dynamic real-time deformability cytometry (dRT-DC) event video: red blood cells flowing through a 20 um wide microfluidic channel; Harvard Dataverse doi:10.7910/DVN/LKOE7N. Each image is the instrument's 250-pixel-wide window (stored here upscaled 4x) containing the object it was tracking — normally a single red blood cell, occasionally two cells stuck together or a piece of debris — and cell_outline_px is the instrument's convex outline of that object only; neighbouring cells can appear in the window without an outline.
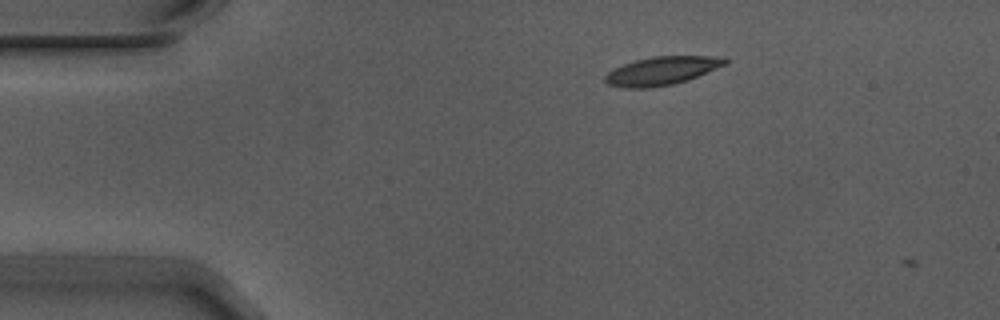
{"species": "Egyptian fruit bat (a non-hibernating species)", "species_latin": "Rousettus aegyptiacus", "temperature_condition": "warm", "stored_images_in_passage": 8, "camera_frame_rate_fps": 3000, "um_per_image_px": 0.085, "animal": {"sex": "male"}, "frame": {"image": 1, "passage_image": 2, "time_ms": 0.333, "image_size_px": [1000, 320], "cell_outline_px": [[728, 64], [696, 76], [672, 84], [648, 88], [624, 88], [608, 84], [604, 80], [604, 76], [608, 72], [624, 64], [636, 60], [652, 56], [724, 56], [728, 60]], "centroid_in_image_um": [56.26, 6.01], "position_along_channel_um": 28.7, "area_um2": 19.65}}
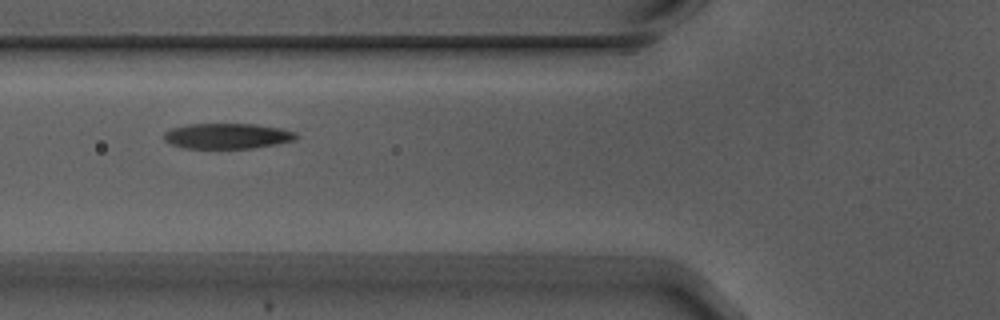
{"frame": {"image": 2, "passage_image": 5, "time_ms": 1.333, "image_size_px": [1000, 320], "cell_outline_px": [[300, 136], [296, 140], [276, 144], [252, 148], [180, 148], [164, 140], [164, 132], [172, 128], [188, 124], [256, 124], [280, 128], [296, 132]], "centroid_in_image_um": [19.34, 11.56], "position_along_channel_um": 106.5, "area_um2": 19.71}}
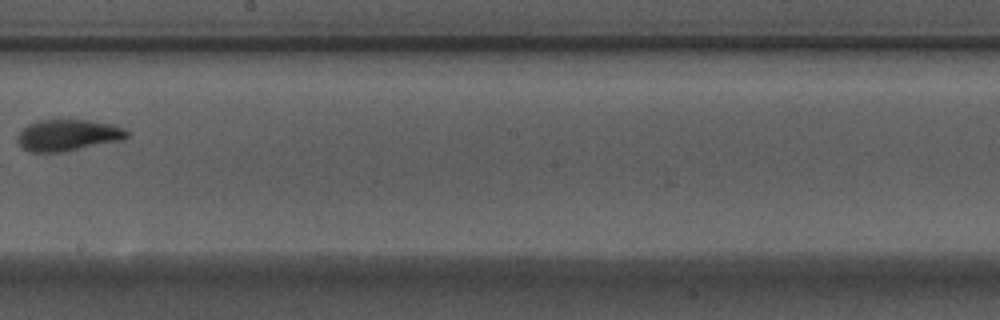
{"frame": {"image": 3, "passage_image": 8, "time_ms": 2.333, "image_size_px": [1000, 320], "cell_outline_px": [[132, 132], [124, 140], [60, 152], [28, 152], [16, 140], [16, 136], [28, 124], [40, 120], [88, 120], [112, 124], [124, 128]], "centroid_in_image_um": [5.81, 11.49], "position_along_channel_um": 242.4, "area_um2": 20.11}}